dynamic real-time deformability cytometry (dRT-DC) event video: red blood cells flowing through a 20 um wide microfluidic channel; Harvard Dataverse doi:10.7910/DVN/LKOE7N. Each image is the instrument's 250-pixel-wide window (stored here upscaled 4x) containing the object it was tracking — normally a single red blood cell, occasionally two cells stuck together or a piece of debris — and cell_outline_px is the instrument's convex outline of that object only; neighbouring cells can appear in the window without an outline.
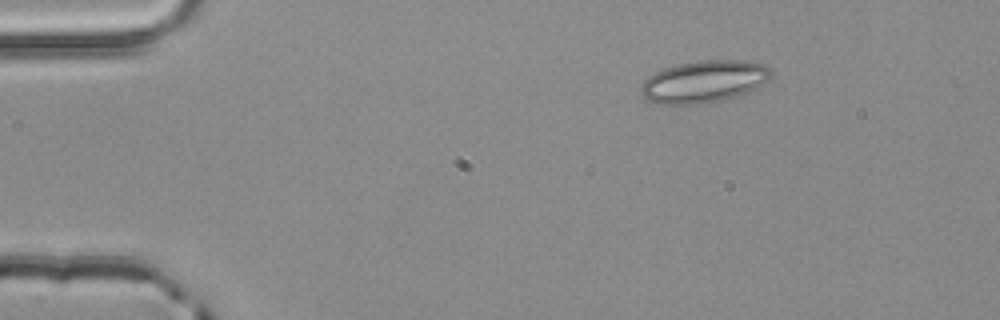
{"species": "common noctule bat (a hibernating species)", "species_latin": "Nyctalus noctula", "temperature_condition": "room temperature", "stored_images_in_passage": 2, "camera_frame_rate_fps": 3000, "um_per_image_px": 0.085, "animal": {"sex": "male", "body_mass_g": 20.4}, "frame": {"image": 1, "passage_image": 2, "time_ms": 0.333, "image_size_px": [1000, 320], "cell_outline_px": [[772, 76], [768, 80], [756, 88], [748, 92], [708, 104], [660, 104], [648, 100], [640, 92], [640, 88], [644, 80], [648, 76], [664, 68], [680, 64], [700, 60], [744, 60], [764, 64], [772, 68]], "centroid_in_image_um": [59.86, 6.93], "position_along_channel_um": 25.1, "area_um2": 32.08}}